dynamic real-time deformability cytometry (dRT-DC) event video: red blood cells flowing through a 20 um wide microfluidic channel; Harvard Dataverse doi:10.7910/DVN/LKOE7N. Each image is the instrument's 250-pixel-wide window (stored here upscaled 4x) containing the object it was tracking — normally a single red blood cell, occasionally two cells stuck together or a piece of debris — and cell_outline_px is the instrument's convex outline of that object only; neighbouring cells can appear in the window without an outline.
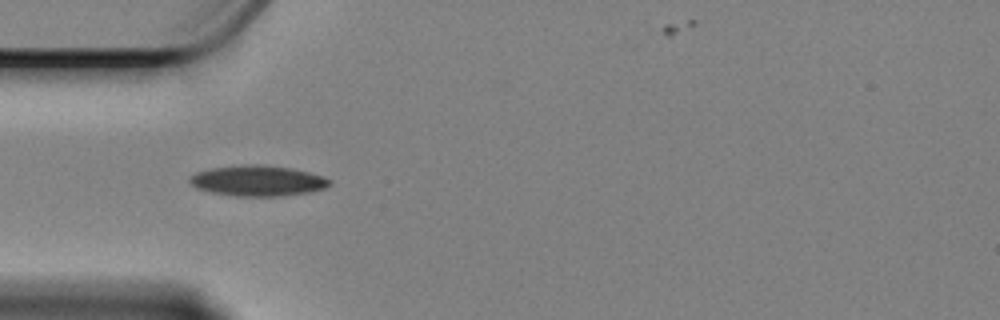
{"species": "Egyptian fruit bat (a non-hibernating species)", "species_latin": "Rousettus aegyptiacus", "temperature_condition": "cold", "stored_images_in_passage": 14, "camera_frame_rate_fps": 3000, "um_per_image_px": 0.085, "animal": {"sex": "female"}, "frame": {"image": 1, "passage_image": 3, "time_ms": 0.667, "image_size_px": [1000, 320], "cell_outline_px": [[332, 184], [324, 188], [308, 192], [280, 196], [236, 196], [212, 192], [196, 188], [188, 180], [196, 172], [212, 168], [252, 164], [264, 164], [292, 168], [324, 176], [332, 180]], "centroid_in_image_um": [21.95, 15.36], "position_along_channel_um": 63.1, "area_um2": 24.85}}
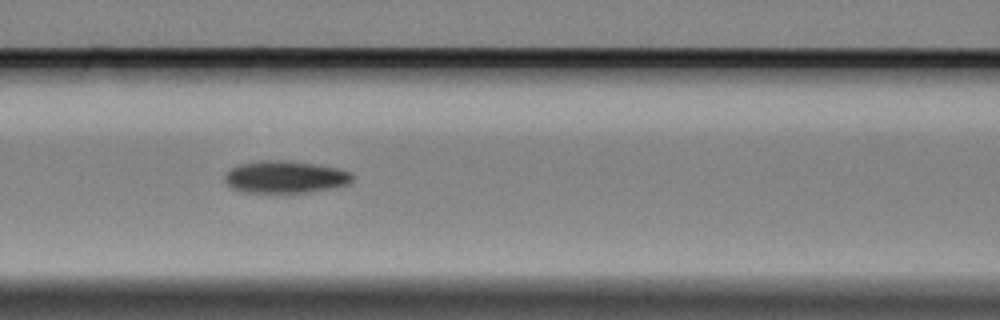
{"frame": {"image": 2, "passage_image": 10, "time_ms": 3.0, "image_size_px": [1000, 320], "cell_outline_px": [[356, 176], [352, 184], [336, 188], [308, 192], [240, 192], [232, 188], [224, 180], [224, 176], [232, 168], [240, 164], [260, 160], [288, 160], [340, 168], [352, 172]], "centroid_in_image_um": [24.34, 15.04], "position_along_channel_um": 142.3, "area_um2": 24.39}}
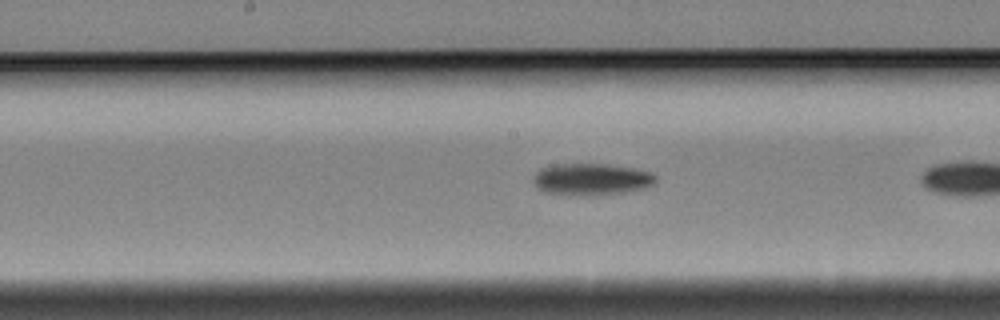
{"frame": {"image": 3, "passage_image": 12, "time_ms": 3.667, "image_size_px": [1000, 320], "cell_outline_px": [[656, 184], [624, 192], [548, 192], [540, 188], [532, 180], [532, 176], [540, 168], [548, 164], [608, 164], [632, 168], [652, 172], [656, 176]], "centroid_in_image_um": [50.29, 15.15], "position_along_channel_um": 197.9, "area_um2": 21.5}}